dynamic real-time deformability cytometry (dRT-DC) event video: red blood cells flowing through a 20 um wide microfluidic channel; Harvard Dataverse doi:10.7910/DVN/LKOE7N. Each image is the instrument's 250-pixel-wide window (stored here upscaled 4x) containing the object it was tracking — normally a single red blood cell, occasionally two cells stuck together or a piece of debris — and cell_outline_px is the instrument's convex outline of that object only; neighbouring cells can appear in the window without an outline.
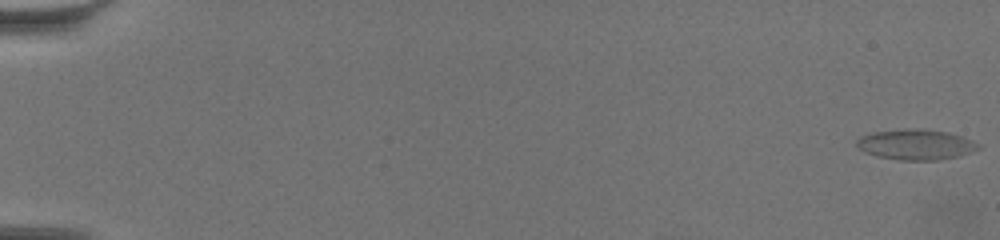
{"species": "common noctule bat (a hibernating species)", "species_latin": "Nyctalus noctula", "temperature_condition": "warm", "stored_images_in_passage": 65, "camera_frame_rate_fps": 3000, "um_per_image_px": 0.085, "animal": {"sex": "female", "body_mass_g": 19.5, "forearm_length_mm": 54.1}, "frame": {"image": 1, "passage_image": 1, "time_ms": 0.0, "image_size_px": [1000, 240], "cell_outline_px": [[980, 148], [972, 152], [960, 156], [936, 160], [900, 160], [880, 156], [864, 152], [856, 144], [856, 140], [860, 136], [872, 132], [948, 132], [972, 140], [980, 144]], "centroid_in_image_um": [77.89, 12.35], "position_along_channel_um": 7.1, "area_um2": 20.35}}
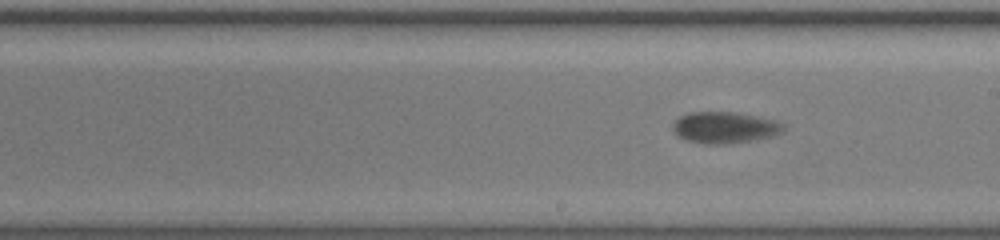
{"frame": {"image": 2, "passage_image": 39, "time_ms": 12.667, "image_size_px": [1000, 240], "cell_outline_px": [[784, 132], [772, 136], [752, 140], [728, 144], [704, 144], [684, 140], [676, 136], [672, 128], [672, 124], [680, 116], [688, 112], [732, 112], [756, 116], [776, 120], [784, 124]], "centroid_in_image_um": [61.57, 10.85], "position_along_channel_um": 227.4, "area_um2": 20.46}}
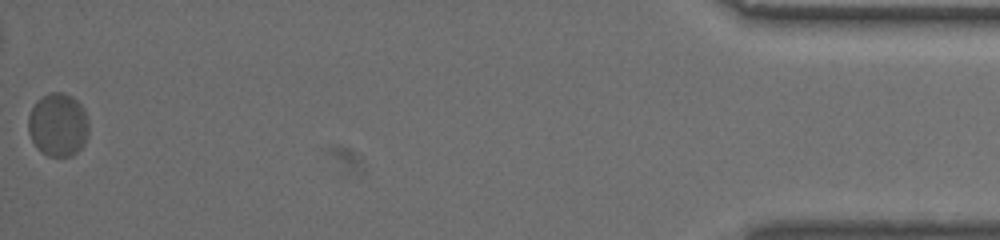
{"frame": {"image": 3, "passage_image": 65, "time_ms": 21.333, "image_size_px": [1000, 240], "cell_outline_px": [[88, 132], [84, 144], [72, 156], [48, 156], [36, 148], [28, 132], [28, 116], [36, 100], [48, 92], [60, 92], [72, 96], [84, 108], [88, 120]], "centroid_in_image_um": [4.92, 10.6], "position_along_channel_um": 430.3, "area_um2": 22.48}, "authors_computed_cell_mechanics": {"area_um2": 20.1722, "velocity_mm_per_s": 3.3365, "shape_relaxation_time_tau1_ms": 4.0084, "shape_relaxation_time_tau2_ms": null, "deformation_change_tau1": 0.0983, "deformation_change_tau2": null}}